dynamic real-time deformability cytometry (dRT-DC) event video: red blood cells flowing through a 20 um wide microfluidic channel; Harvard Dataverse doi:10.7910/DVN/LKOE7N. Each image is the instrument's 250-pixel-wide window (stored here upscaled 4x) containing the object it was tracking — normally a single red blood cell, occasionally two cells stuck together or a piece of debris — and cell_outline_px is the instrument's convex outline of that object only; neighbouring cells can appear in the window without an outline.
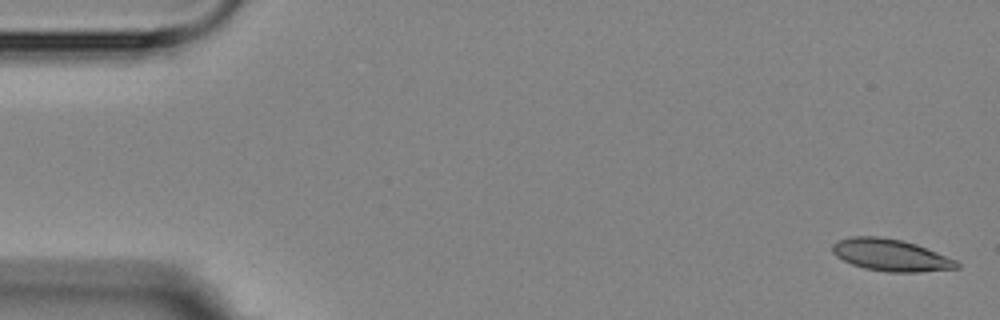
{"species": "Egyptian fruit bat (a non-hibernating species)", "species_latin": "Rousettus aegyptiacus", "temperature_condition": "room temperature", "stored_images_in_passage": 4, "camera_frame_rate_fps": 3000, "um_per_image_px": 0.085, "animal": {"sex": "female"}, "frame": {"image": 1, "passage_image": 1, "time_ms": 0.0, "image_size_px": [1000, 320], "cell_outline_px": [[960, 268], [916, 272], [888, 272], [864, 268], [852, 264], [836, 256], [832, 252], [832, 244], [840, 240], [852, 236], [880, 236], [900, 240], [916, 244], [956, 260], [960, 264]], "centroid_in_image_um": [75.71, 21.68], "position_along_channel_um": 9.3, "area_um2": 23.0}}
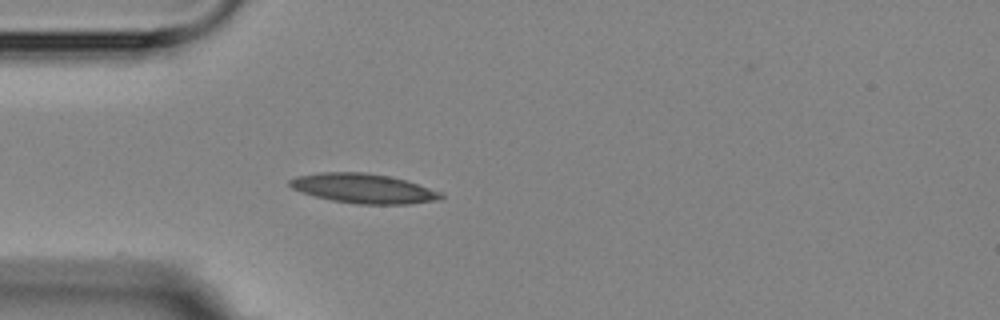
{"frame": {"image": 2, "passage_image": 4, "time_ms": 4.667, "image_size_px": [1000, 320], "cell_outline_px": [[444, 196], [440, 200], [408, 204], [356, 204], [332, 200], [316, 196], [292, 188], [288, 184], [288, 180], [296, 176], [320, 172], [364, 172], [388, 176], [404, 180], [444, 192]], "centroid_in_image_um": [30.92, 16.02], "position_along_channel_um": 54.1, "area_um2": 26.01}}